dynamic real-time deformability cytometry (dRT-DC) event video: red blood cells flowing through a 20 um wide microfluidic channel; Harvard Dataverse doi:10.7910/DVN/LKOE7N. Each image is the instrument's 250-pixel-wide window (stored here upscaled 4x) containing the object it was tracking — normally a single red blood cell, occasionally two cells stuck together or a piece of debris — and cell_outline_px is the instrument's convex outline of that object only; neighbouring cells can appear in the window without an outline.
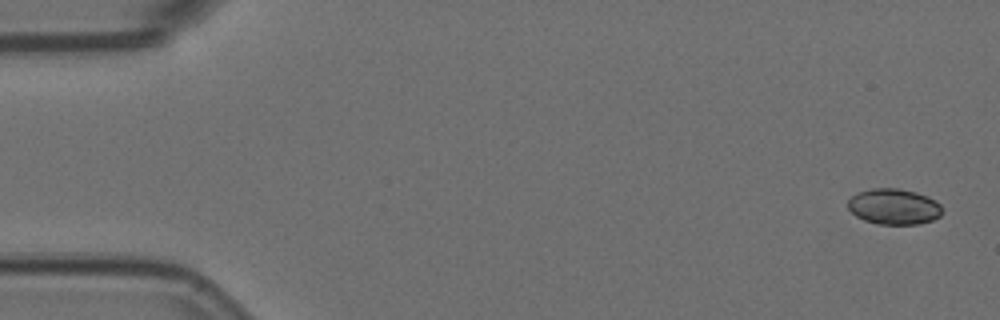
{"species": "Egyptian fruit bat (a non-hibernating species)", "species_latin": "Rousettus aegyptiacus", "temperature_condition": "room temperature", "stored_images_in_passage": 2, "camera_frame_rate_fps": 3000, "um_per_image_px": 0.085, "animal": {"sex": "female"}, "frame": {"image": 1, "passage_image": 2, "time_ms": 0.333, "image_size_px": [1000, 320], "cell_outline_px": [[940, 216], [932, 220], [920, 224], [876, 224], [864, 220], [856, 216], [848, 208], [848, 200], [856, 192], [872, 188], [896, 188], [916, 192], [928, 196], [936, 200], [940, 204]], "centroid_in_image_um": [75.96, 17.55], "position_along_channel_um": 9.0, "area_um2": 19.71}}